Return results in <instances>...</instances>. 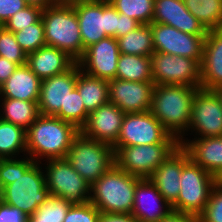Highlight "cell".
Instances as JSON below:
<instances>
[{
    "mask_svg": "<svg viewBox=\"0 0 222 222\" xmlns=\"http://www.w3.org/2000/svg\"><path fill=\"white\" fill-rule=\"evenodd\" d=\"M199 222H222V187L214 186L209 201L198 216Z\"/></svg>",
    "mask_w": 222,
    "mask_h": 222,
    "instance_id": "38",
    "label": "cell"
},
{
    "mask_svg": "<svg viewBox=\"0 0 222 222\" xmlns=\"http://www.w3.org/2000/svg\"><path fill=\"white\" fill-rule=\"evenodd\" d=\"M77 88L85 109L91 113L109 102L108 80L90 76L80 70L77 63Z\"/></svg>",
    "mask_w": 222,
    "mask_h": 222,
    "instance_id": "26",
    "label": "cell"
},
{
    "mask_svg": "<svg viewBox=\"0 0 222 222\" xmlns=\"http://www.w3.org/2000/svg\"><path fill=\"white\" fill-rule=\"evenodd\" d=\"M85 1L110 2L111 0H85Z\"/></svg>",
    "mask_w": 222,
    "mask_h": 222,
    "instance_id": "50",
    "label": "cell"
},
{
    "mask_svg": "<svg viewBox=\"0 0 222 222\" xmlns=\"http://www.w3.org/2000/svg\"><path fill=\"white\" fill-rule=\"evenodd\" d=\"M76 81L77 62L66 72L42 80L38 100L40 115L55 116L60 110H66V100Z\"/></svg>",
    "mask_w": 222,
    "mask_h": 222,
    "instance_id": "17",
    "label": "cell"
},
{
    "mask_svg": "<svg viewBox=\"0 0 222 222\" xmlns=\"http://www.w3.org/2000/svg\"><path fill=\"white\" fill-rule=\"evenodd\" d=\"M43 9L38 6L28 5L11 16L3 27L10 32H18L32 24H35L42 15Z\"/></svg>",
    "mask_w": 222,
    "mask_h": 222,
    "instance_id": "37",
    "label": "cell"
},
{
    "mask_svg": "<svg viewBox=\"0 0 222 222\" xmlns=\"http://www.w3.org/2000/svg\"><path fill=\"white\" fill-rule=\"evenodd\" d=\"M140 25L141 24L137 20L118 13V38L127 35Z\"/></svg>",
    "mask_w": 222,
    "mask_h": 222,
    "instance_id": "43",
    "label": "cell"
},
{
    "mask_svg": "<svg viewBox=\"0 0 222 222\" xmlns=\"http://www.w3.org/2000/svg\"><path fill=\"white\" fill-rule=\"evenodd\" d=\"M41 80L30 67L18 66L13 74L0 86V98H11L25 101H38Z\"/></svg>",
    "mask_w": 222,
    "mask_h": 222,
    "instance_id": "25",
    "label": "cell"
},
{
    "mask_svg": "<svg viewBox=\"0 0 222 222\" xmlns=\"http://www.w3.org/2000/svg\"><path fill=\"white\" fill-rule=\"evenodd\" d=\"M17 43L26 55L46 46L44 25L40 18L35 24L15 32Z\"/></svg>",
    "mask_w": 222,
    "mask_h": 222,
    "instance_id": "35",
    "label": "cell"
},
{
    "mask_svg": "<svg viewBox=\"0 0 222 222\" xmlns=\"http://www.w3.org/2000/svg\"><path fill=\"white\" fill-rule=\"evenodd\" d=\"M18 66V64L0 56V86L13 74Z\"/></svg>",
    "mask_w": 222,
    "mask_h": 222,
    "instance_id": "45",
    "label": "cell"
},
{
    "mask_svg": "<svg viewBox=\"0 0 222 222\" xmlns=\"http://www.w3.org/2000/svg\"><path fill=\"white\" fill-rule=\"evenodd\" d=\"M79 133L73 124L58 117L40 115L26 130L27 156L38 163L66 158L73 139Z\"/></svg>",
    "mask_w": 222,
    "mask_h": 222,
    "instance_id": "1",
    "label": "cell"
},
{
    "mask_svg": "<svg viewBox=\"0 0 222 222\" xmlns=\"http://www.w3.org/2000/svg\"><path fill=\"white\" fill-rule=\"evenodd\" d=\"M156 143H179L150 112L125 113L114 152L120 147Z\"/></svg>",
    "mask_w": 222,
    "mask_h": 222,
    "instance_id": "11",
    "label": "cell"
},
{
    "mask_svg": "<svg viewBox=\"0 0 222 222\" xmlns=\"http://www.w3.org/2000/svg\"><path fill=\"white\" fill-rule=\"evenodd\" d=\"M118 13L137 20L140 24H151L155 0H111L109 2Z\"/></svg>",
    "mask_w": 222,
    "mask_h": 222,
    "instance_id": "33",
    "label": "cell"
},
{
    "mask_svg": "<svg viewBox=\"0 0 222 222\" xmlns=\"http://www.w3.org/2000/svg\"><path fill=\"white\" fill-rule=\"evenodd\" d=\"M89 113L86 111L82 98L75 87L66 100V110H60L55 117L73 124L78 130L85 125Z\"/></svg>",
    "mask_w": 222,
    "mask_h": 222,
    "instance_id": "34",
    "label": "cell"
},
{
    "mask_svg": "<svg viewBox=\"0 0 222 222\" xmlns=\"http://www.w3.org/2000/svg\"><path fill=\"white\" fill-rule=\"evenodd\" d=\"M19 175V157L0 159V186L2 189Z\"/></svg>",
    "mask_w": 222,
    "mask_h": 222,
    "instance_id": "40",
    "label": "cell"
},
{
    "mask_svg": "<svg viewBox=\"0 0 222 222\" xmlns=\"http://www.w3.org/2000/svg\"><path fill=\"white\" fill-rule=\"evenodd\" d=\"M116 79L153 82L151 57L120 54Z\"/></svg>",
    "mask_w": 222,
    "mask_h": 222,
    "instance_id": "28",
    "label": "cell"
},
{
    "mask_svg": "<svg viewBox=\"0 0 222 222\" xmlns=\"http://www.w3.org/2000/svg\"><path fill=\"white\" fill-rule=\"evenodd\" d=\"M125 113L113 103H106L89 113L80 133L86 138L113 146L119 137Z\"/></svg>",
    "mask_w": 222,
    "mask_h": 222,
    "instance_id": "18",
    "label": "cell"
},
{
    "mask_svg": "<svg viewBox=\"0 0 222 222\" xmlns=\"http://www.w3.org/2000/svg\"><path fill=\"white\" fill-rule=\"evenodd\" d=\"M153 82H135L122 79L108 81L109 102L124 113H141L150 110Z\"/></svg>",
    "mask_w": 222,
    "mask_h": 222,
    "instance_id": "16",
    "label": "cell"
},
{
    "mask_svg": "<svg viewBox=\"0 0 222 222\" xmlns=\"http://www.w3.org/2000/svg\"><path fill=\"white\" fill-rule=\"evenodd\" d=\"M99 222H140L132 214L101 213Z\"/></svg>",
    "mask_w": 222,
    "mask_h": 222,
    "instance_id": "44",
    "label": "cell"
},
{
    "mask_svg": "<svg viewBox=\"0 0 222 222\" xmlns=\"http://www.w3.org/2000/svg\"><path fill=\"white\" fill-rule=\"evenodd\" d=\"M222 86V28L207 32L201 63V89Z\"/></svg>",
    "mask_w": 222,
    "mask_h": 222,
    "instance_id": "23",
    "label": "cell"
},
{
    "mask_svg": "<svg viewBox=\"0 0 222 222\" xmlns=\"http://www.w3.org/2000/svg\"><path fill=\"white\" fill-rule=\"evenodd\" d=\"M77 15L83 54L106 37L118 38V11L109 2L68 0Z\"/></svg>",
    "mask_w": 222,
    "mask_h": 222,
    "instance_id": "6",
    "label": "cell"
},
{
    "mask_svg": "<svg viewBox=\"0 0 222 222\" xmlns=\"http://www.w3.org/2000/svg\"><path fill=\"white\" fill-rule=\"evenodd\" d=\"M46 45L66 52L76 62L83 56L80 28L73 5L68 0H58L43 9Z\"/></svg>",
    "mask_w": 222,
    "mask_h": 222,
    "instance_id": "5",
    "label": "cell"
},
{
    "mask_svg": "<svg viewBox=\"0 0 222 222\" xmlns=\"http://www.w3.org/2000/svg\"><path fill=\"white\" fill-rule=\"evenodd\" d=\"M40 116L38 101L0 98V119L27 130Z\"/></svg>",
    "mask_w": 222,
    "mask_h": 222,
    "instance_id": "27",
    "label": "cell"
},
{
    "mask_svg": "<svg viewBox=\"0 0 222 222\" xmlns=\"http://www.w3.org/2000/svg\"><path fill=\"white\" fill-rule=\"evenodd\" d=\"M159 222H199V218L195 215L172 211L167 217L163 218Z\"/></svg>",
    "mask_w": 222,
    "mask_h": 222,
    "instance_id": "46",
    "label": "cell"
},
{
    "mask_svg": "<svg viewBox=\"0 0 222 222\" xmlns=\"http://www.w3.org/2000/svg\"><path fill=\"white\" fill-rule=\"evenodd\" d=\"M183 2L207 31L222 28V0H183Z\"/></svg>",
    "mask_w": 222,
    "mask_h": 222,
    "instance_id": "31",
    "label": "cell"
},
{
    "mask_svg": "<svg viewBox=\"0 0 222 222\" xmlns=\"http://www.w3.org/2000/svg\"><path fill=\"white\" fill-rule=\"evenodd\" d=\"M150 26L154 52L187 57L202 63L206 36L184 33L161 23H151Z\"/></svg>",
    "mask_w": 222,
    "mask_h": 222,
    "instance_id": "14",
    "label": "cell"
},
{
    "mask_svg": "<svg viewBox=\"0 0 222 222\" xmlns=\"http://www.w3.org/2000/svg\"><path fill=\"white\" fill-rule=\"evenodd\" d=\"M26 218L18 208L0 204V222H26Z\"/></svg>",
    "mask_w": 222,
    "mask_h": 222,
    "instance_id": "42",
    "label": "cell"
},
{
    "mask_svg": "<svg viewBox=\"0 0 222 222\" xmlns=\"http://www.w3.org/2000/svg\"><path fill=\"white\" fill-rule=\"evenodd\" d=\"M0 56L19 66L27 64V55L17 43L15 34L4 27L0 29Z\"/></svg>",
    "mask_w": 222,
    "mask_h": 222,
    "instance_id": "36",
    "label": "cell"
},
{
    "mask_svg": "<svg viewBox=\"0 0 222 222\" xmlns=\"http://www.w3.org/2000/svg\"><path fill=\"white\" fill-rule=\"evenodd\" d=\"M27 6L25 0H0V24L3 26L11 16Z\"/></svg>",
    "mask_w": 222,
    "mask_h": 222,
    "instance_id": "41",
    "label": "cell"
},
{
    "mask_svg": "<svg viewBox=\"0 0 222 222\" xmlns=\"http://www.w3.org/2000/svg\"><path fill=\"white\" fill-rule=\"evenodd\" d=\"M3 202L2 187L0 186V204Z\"/></svg>",
    "mask_w": 222,
    "mask_h": 222,
    "instance_id": "51",
    "label": "cell"
},
{
    "mask_svg": "<svg viewBox=\"0 0 222 222\" xmlns=\"http://www.w3.org/2000/svg\"><path fill=\"white\" fill-rule=\"evenodd\" d=\"M188 133L195 136L194 138L222 136V104L213 90L200 88L196 92L189 128L181 138H186Z\"/></svg>",
    "mask_w": 222,
    "mask_h": 222,
    "instance_id": "13",
    "label": "cell"
},
{
    "mask_svg": "<svg viewBox=\"0 0 222 222\" xmlns=\"http://www.w3.org/2000/svg\"><path fill=\"white\" fill-rule=\"evenodd\" d=\"M190 160L188 152L179 146L159 165L149 180L154 184L164 199L172 205L180 193L182 167Z\"/></svg>",
    "mask_w": 222,
    "mask_h": 222,
    "instance_id": "19",
    "label": "cell"
},
{
    "mask_svg": "<svg viewBox=\"0 0 222 222\" xmlns=\"http://www.w3.org/2000/svg\"><path fill=\"white\" fill-rule=\"evenodd\" d=\"M179 146V143H156L120 147L115 152V164L130 175L149 179Z\"/></svg>",
    "mask_w": 222,
    "mask_h": 222,
    "instance_id": "10",
    "label": "cell"
},
{
    "mask_svg": "<svg viewBox=\"0 0 222 222\" xmlns=\"http://www.w3.org/2000/svg\"><path fill=\"white\" fill-rule=\"evenodd\" d=\"M26 155V130L0 119V159Z\"/></svg>",
    "mask_w": 222,
    "mask_h": 222,
    "instance_id": "30",
    "label": "cell"
},
{
    "mask_svg": "<svg viewBox=\"0 0 222 222\" xmlns=\"http://www.w3.org/2000/svg\"><path fill=\"white\" fill-rule=\"evenodd\" d=\"M172 211L171 205L149 179H141L137 183L131 213L136 219L140 222H159Z\"/></svg>",
    "mask_w": 222,
    "mask_h": 222,
    "instance_id": "20",
    "label": "cell"
},
{
    "mask_svg": "<svg viewBox=\"0 0 222 222\" xmlns=\"http://www.w3.org/2000/svg\"><path fill=\"white\" fill-rule=\"evenodd\" d=\"M152 23L166 24L197 36H206L208 32L188 11L183 0H155Z\"/></svg>",
    "mask_w": 222,
    "mask_h": 222,
    "instance_id": "21",
    "label": "cell"
},
{
    "mask_svg": "<svg viewBox=\"0 0 222 222\" xmlns=\"http://www.w3.org/2000/svg\"><path fill=\"white\" fill-rule=\"evenodd\" d=\"M66 159L92 185L115 164V152L113 146L79 133L73 139Z\"/></svg>",
    "mask_w": 222,
    "mask_h": 222,
    "instance_id": "7",
    "label": "cell"
},
{
    "mask_svg": "<svg viewBox=\"0 0 222 222\" xmlns=\"http://www.w3.org/2000/svg\"><path fill=\"white\" fill-rule=\"evenodd\" d=\"M44 173L46 186L52 196L61 197L72 204H85L90 201L89 184L66 158L45 160Z\"/></svg>",
    "mask_w": 222,
    "mask_h": 222,
    "instance_id": "9",
    "label": "cell"
},
{
    "mask_svg": "<svg viewBox=\"0 0 222 222\" xmlns=\"http://www.w3.org/2000/svg\"><path fill=\"white\" fill-rule=\"evenodd\" d=\"M151 65L155 85L201 86V64L197 60L154 52Z\"/></svg>",
    "mask_w": 222,
    "mask_h": 222,
    "instance_id": "12",
    "label": "cell"
},
{
    "mask_svg": "<svg viewBox=\"0 0 222 222\" xmlns=\"http://www.w3.org/2000/svg\"><path fill=\"white\" fill-rule=\"evenodd\" d=\"M72 203L61 197L50 195L26 222H63Z\"/></svg>",
    "mask_w": 222,
    "mask_h": 222,
    "instance_id": "32",
    "label": "cell"
},
{
    "mask_svg": "<svg viewBox=\"0 0 222 222\" xmlns=\"http://www.w3.org/2000/svg\"><path fill=\"white\" fill-rule=\"evenodd\" d=\"M29 156L19 157V175L2 189L3 203L32 216L50 196L42 165Z\"/></svg>",
    "mask_w": 222,
    "mask_h": 222,
    "instance_id": "3",
    "label": "cell"
},
{
    "mask_svg": "<svg viewBox=\"0 0 222 222\" xmlns=\"http://www.w3.org/2000/svg\"><path fill=\"white\" fill-rule=\"evenodd\" d=\"M28 5L41 7L42 9L54 5L58 0H25Z\"/></svg>",
    "mask_w": 222,
    "mask_h": 222,
    "instance_id": "47",
    "label": "cell"
},
{
    "mask_svg": "<svg viewBox=\"0 0 222 222\" xmlns=\"http://www.w3.org/2000/svg\"><path fill=\"white\" fill-rule=\"evenodd\" d=\"M120 51L115 37H106L86 48L77 61L84 73L104 80L116 78Z\"/></svg>",
    "mask_w": 222,
    "mask_h": 222,
    "instance_id": "15",
    "label": "cell"
},
{
    "mask_svg": "<svg viewBox=\"0 0 222 222\" xmlns=\"http://www.w3.org/2000/svg\"><path fill=\"white\" fill-rule=\"evenodd\" d=\"M213 91L217 94L222 104V86L217 87Z\"/></svg>",
    "mask_w": 222,
    "mask_h": 222,
    "instance_id": "48",
    "label": "cell"
},
{
    "mask_svg": "<svg viewBox=\"0 0 222 222\" xmlns=\"http://www.w3.org/2000/svg\"><path fill=\"white\" fill-rule=\"evenodd\" d=\"M201 87L187 85H155L150 112L177 140L188 130L192 103Z\"/></svg>",
    "mask_w": 222,
    "mask_h": 222,
    "instance_id": "2",
    "label": "cell"
},
{
    "mask_svg": "<svg viewBox=\"0 0 222 222\" xmlns=\"http://www.w3.org/2000/svg\"><path fill=\"white\" fill-rule=\"evenodd\" d=\"M120 54L149 56L154 53L150 24H141L127 35L117 38Z\"/></svg>",
    "mask_w": 222,
    "mask_h": 222,
    "instance_id": "29",
    "label": "cell"
},
{
    "mask_svg": "<svg viewBox=\"0 0 222 222\" xmlns=\"http://www.w3.org/2000/svg\"><path fill=\"white\" fill-rule=\"evenodd\" d=\"M140 180L114 164L91 185L90 202L100 213L131 214Z\"/></svg>",
    "mask_w": 222,
    "mask_h": 222,
    "instance_id": "4",
    "label": "cell"
},
{
    "mask_svg": "<svg viewBox=\"0 0 222 222\" xmlns=\"http://www.w3.org/2000/svg\"><path fill=\"white\" fill-rule=\"evenodd\" d=\"M100 211L89 201L72 204L63 222H99Z\"/></svg>",
    "mask_w": 222,
    "mask_h": 222,
    "instance_id": "39",
    "label": "cell"
},
{
    "mask_svg": "<svg viewBox=\"0 0 222 222\" xmlns=\"http://www.w3.org/2000/svg\"><path fill=\"white\" fill-rule=\"evenodd\" d=\"M179 145L190 159L216 177L222 171V136L207 138H180Z\"/></svg>",
    "mask_w": 222,
    "mask_h": 222,
    "instance_id": "22",
    "label": "cell"
},
{
    "mask_svg": "<svg viewBox=\"0 0 222 222\" xmlns=\"http://www.w3.org/2000/svg\"><path fill=\"white\" fill-rule=\"evenodd\" d=\"M215 178H216V184L222 187V171Z\"/></svg>",
    "mask_w": 222,
    "mask_h": 222,
    "instance_id": "49",
    "label": "cell"
},
{
    "mask_svg": "<svg viewBox=\"0 0 222 222\" xmlns=\"http://www.w3.org/2000/svg\"><path fill=\"white\" fill-rule=\"evenodd\" d=\"M216 178L191 159L182 167L180 193L171 205L178 213L199 216L207 205Z\"/></svg>",
    "mask_w": 222,
    "mask_h": 222,
    "instance_id": "8",
    "label": "cell"
},
{
    "mask_svg": "<svg viewBox=\"0 0 222 222\" xmlns=\"http://www.w3.org/2000/svg\"><path fill=\"white\" fill-rule=\"evenodd\" d=\"M75 63L66 52L47 45L27 55V65L41 81L66 72Z\"/></svg>",
    "mask_w": 222,
    "mask_h": 222,
    "instance_id": "24",
    "label": "cell"
}]
</instances>
